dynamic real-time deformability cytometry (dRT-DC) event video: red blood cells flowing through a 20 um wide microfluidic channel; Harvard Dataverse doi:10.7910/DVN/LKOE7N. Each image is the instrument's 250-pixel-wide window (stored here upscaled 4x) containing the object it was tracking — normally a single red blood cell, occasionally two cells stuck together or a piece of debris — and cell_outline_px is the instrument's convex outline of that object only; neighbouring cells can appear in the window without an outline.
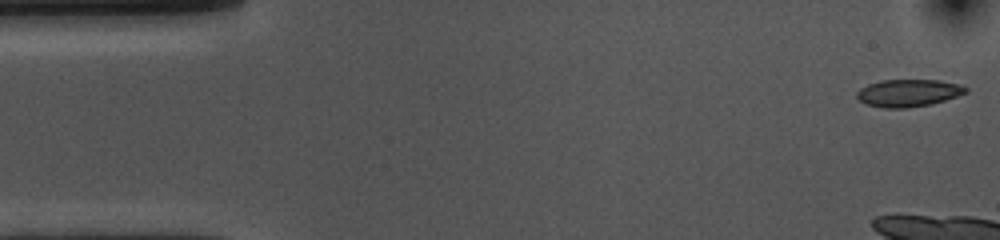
{"species": "common noctule bat (a hibernating species)", "species_latin": "Nyctalus noctula", "temperature_condition": "cold", "stored_images_in_passage": 8, "camera_frame_rate_fps": 3000, "um_per_image_px": 0.085, "animal": {"sex": "female", "body_mass_g": 10.0, "forearm_length_mm": 53.1}, "frame": {"image": 1, "passage_image": 1, "time_ms": 0.0, "image_size_px": [1000, 240], "cell_outline_px": [[968, 92], [932, 104], [908, 108], [884, 108], [864, 104], [856, 96], [856, 92], [860, 88], [868, 84], [880, 80], [936, 80], [960, 84], [968, 88]], "centroid_in_image_um": [77.19, 7.9], "position_along_channel_um": 7.8, "area_um2": 17.46}}